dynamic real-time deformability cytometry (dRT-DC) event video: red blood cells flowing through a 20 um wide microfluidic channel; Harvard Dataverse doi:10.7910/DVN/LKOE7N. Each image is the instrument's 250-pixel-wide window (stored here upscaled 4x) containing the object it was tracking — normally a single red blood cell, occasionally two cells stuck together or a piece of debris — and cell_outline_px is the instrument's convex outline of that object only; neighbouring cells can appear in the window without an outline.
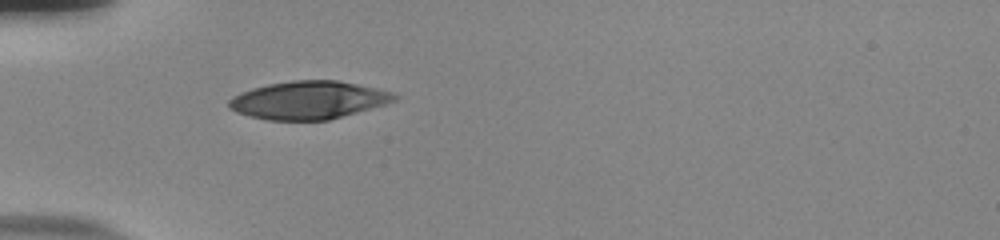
{"species": "human", "species_latin": "Homo sapiens", "temperature_condition": "room temperature", "stored_images_in_passage": 38, "camera_frame_rate_fps": 3000, "um_per_image_px": 0.085, "donor": {"sex": "male"}, "frame": {"image": 1, "passage_image": 1, "time_ms": 0.0, "image_size_px": [1000, 240], "cell_outline_px": [[400, 96], [396, 100], [384, 104], [328, 120], [268, 120], [236, 112], [228, 108], [228, 100], [232, 96], [240, 92], [252, 88], [268, 84], [292, 80], [336, 80], [376, 88], [392, 92]], "centroid_in_image_um": [26.19, 8.5], "position_along_channel_um": 58.8, "area_um2": 36.41}}
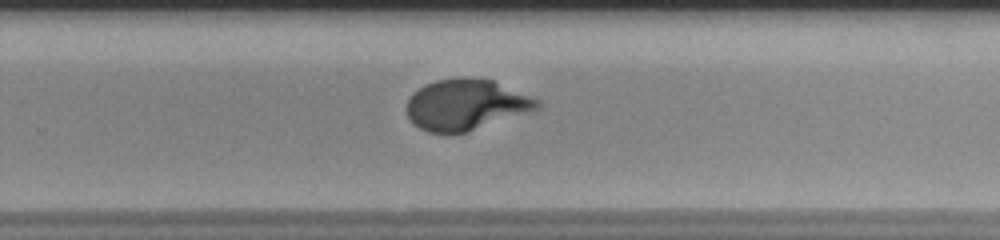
{"frame": {"image": 2, "passage_image": 20, "time_ms": 6.333, "image_size_px": [1000, 240], "cell_outline_px": [[540, 108], [468, 132], [428, 132], [412, 124], [408, 116], [408, 100], [412, 92], [424, 84], [436, 80], [464, 76], [492, 80], [540, 100]], "centroid_in_image_um": [39.59, 8.88], "position_along_channel_um": 290.2, "area_um2": 38.55}}
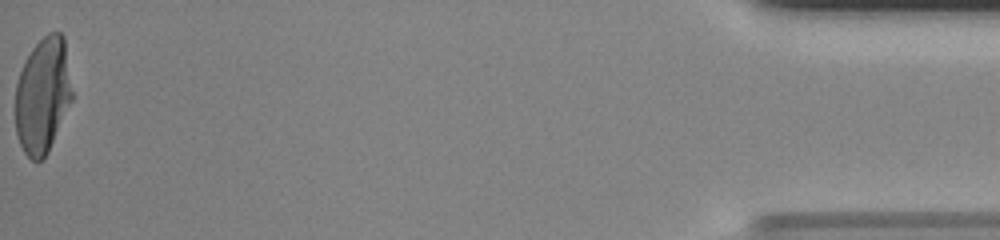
{"frame": {"image": 3, "passage_image": 38, "time_ms": 12.333, "image_size_px": [1000, 240], "cell_outline_px": [[72, 100], [48, 152], [36, 164], [24, 152], [20, 144], [16, 132], [16, 84], [20, 72], [32, 48], [48, 32], [60, 32], [64, 36], [72, 92]], "centroid_in_image_um": [3.64, 8.12], "position_along_channel_um": 431.6, "area_um2": 37.97}, "authors_computed_cell_mechanics": {"area_um2": 38.2347, "velocity_mm_per_s": 3.8061, "shape_relaxation_time_tau1_ms": 5.5563, "shape_relaxation_time_tau2_ms": null, "deformation_change_tau1": 0.2563, "deformation_change_tau2": null}}